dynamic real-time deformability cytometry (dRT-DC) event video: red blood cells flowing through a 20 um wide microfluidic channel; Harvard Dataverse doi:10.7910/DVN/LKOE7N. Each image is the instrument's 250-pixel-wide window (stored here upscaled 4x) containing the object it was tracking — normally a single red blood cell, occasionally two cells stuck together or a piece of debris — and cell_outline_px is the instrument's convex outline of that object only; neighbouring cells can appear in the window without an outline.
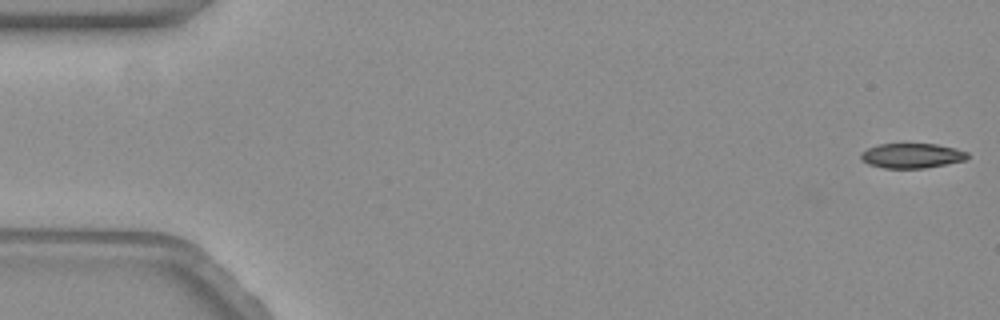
{"species": "common noctule bat (a hibernating species)", "species_latin": "Nyctalus noctula", "temperature_condition": "warm", "stored_images_in_passage": 13, "camera_frame_rate_fps": 3000, "um_per_image_px": 0.085, "animal": {"sex": "female", "body_mass_g": 19.3, "forearm_length_mm": 54.1}, "frame": {"image": 1, "passage_image": 1, "time_ms": 0.0, "image_size_px": [1000, 320], "cell_outline_px": [[968, 156], [964, 160], [924, 168], [884, 168], [868, 164], [860, 160], [860, 152], [868, 148], [880, 144], [936, 144], [956, 148], [968, 152]], "centroid_in_image_um": [77.46, 13.23], "position_along_channel_um": 7.5, "area_um2": 15.37}}